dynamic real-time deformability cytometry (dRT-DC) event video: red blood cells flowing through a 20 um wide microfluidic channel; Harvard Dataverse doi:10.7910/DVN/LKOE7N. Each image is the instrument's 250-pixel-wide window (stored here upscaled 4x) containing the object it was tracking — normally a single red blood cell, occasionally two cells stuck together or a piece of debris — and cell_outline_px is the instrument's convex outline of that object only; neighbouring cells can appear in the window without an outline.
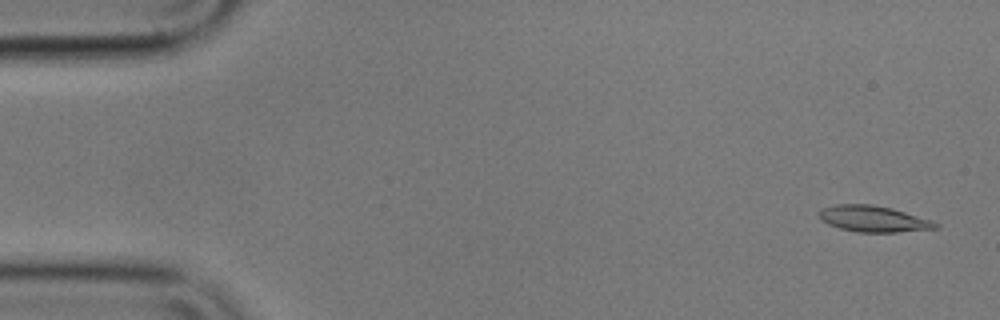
{"species": "common noctule bat (a hibernating species)", "species_latin": "Nyctalus noctula", "temperature_condition": "cold", "stored_images_in_passage": 48, "camera_frame_rate_fps": 3000, "um_per_image_px": 0.085, "animal": {"sex": "male", "body_mass_g": 17.9}, "frame": {"image": 1, "passage_image": 1, "time_ms": 0.0, "image_size_px": [1000, 320], "cell_outline_px": [[940, 228], [896, 232], [856, 232], [840, 228], [828, 224], [820, 220], [816, 212], [820, 208], [836, 204], [872, 204], [892, 208], [932, 220], [940, 224]], "centroid_in_image_um": [74.21, 18.59], "position_along_channel_um": 10.8, "area_um2": 18.03}}
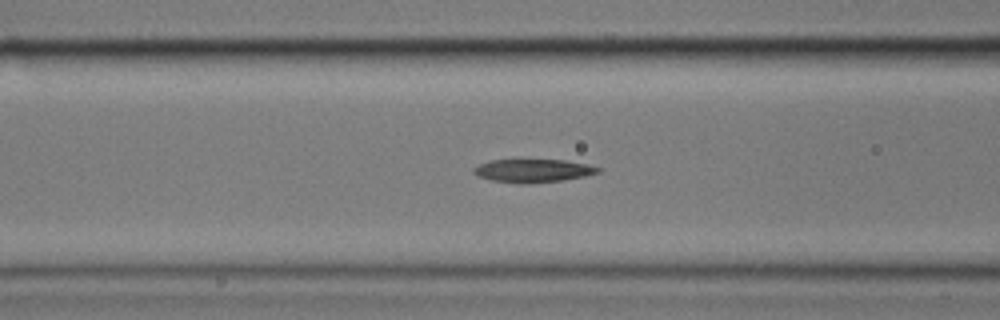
{"frame": {"image": 2, "passage_image": 20, "time_ms": 6.333, "image_size_px": [1000, 320], "cell_outline_px": [[600, 172], [584, 176], [564, 180], [532, 184], [524, 184], [492, 180], [480, 176], [472, 172], [472, 168], [480, 164], [492, 160], [564, 160], [588, 164], [600, 168]], "centroid_in_image_um": [45.32, 14.51], "position_along_channel_um": 121.3, "area_um2": 16.76}}
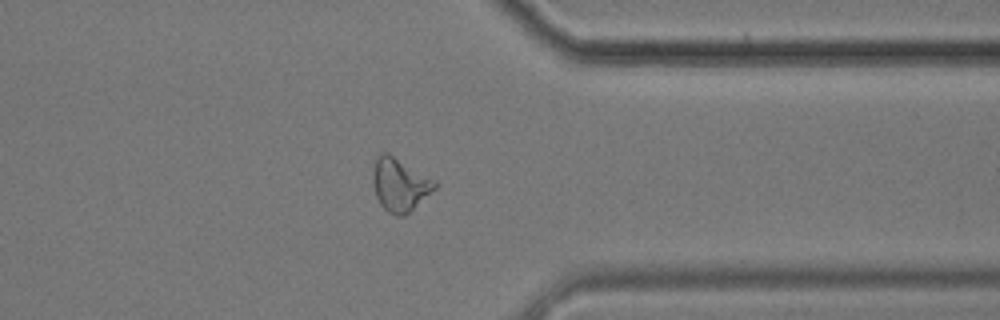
{"frame": {"image": 3, "passage_image": 42, "time_ms": 13.667, "image_size_px": [1000, 320], "cell_outline_px": [[436, 188], [404, 216], [396, 216], [388, 212], [380, 204], [376, 196], [372, 176], [372, 168], [376, 156], [380, 152], [388, 152], [436, 180]], "centroid_in_image_um": [33.96, 15.66], "position_along_channel_um": 377.4, "area_um2": 19.25}, "authors_computed_cell_mechanics": {"area_um2": 17.2244, "velocity_mm_per_s": 3.5831, "shape_relaxation_time_tau1_ms": 4.1086, "shape_relaxation_time_tau2_ms": 6.1133, "deformation_change_tau1": 0.1745, "deformation_change_tau2": 0.1652}}